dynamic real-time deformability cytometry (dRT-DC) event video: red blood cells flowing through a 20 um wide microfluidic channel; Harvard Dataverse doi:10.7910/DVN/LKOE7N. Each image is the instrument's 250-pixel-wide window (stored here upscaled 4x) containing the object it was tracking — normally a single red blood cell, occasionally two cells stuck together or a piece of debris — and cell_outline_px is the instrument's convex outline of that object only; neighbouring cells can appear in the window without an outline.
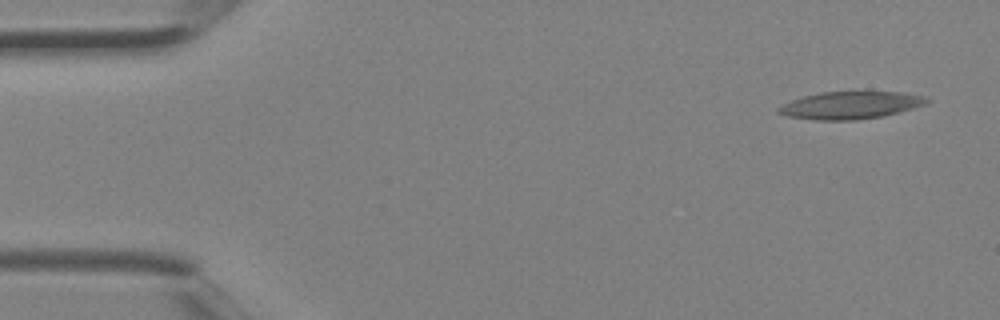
{"species": "Egyptian fruit bat (a non-hibernating species)", "species_latin": "Rousettus aegyptiacus", "temperature_condition": "room temperature", "stored_images_in_passage": 4, "camera_frame_rate_fps": 3000, "um_per_image_px": 0.085, "animal": {"sex": "female"}, "frame": {"image": 1, "passage_image": 1, "time_ms": 0.0, "image_size_px": [1000, 320], "cell_outline_px": [[932, 100], [924, 104], [912, 108], [884, 116], [856, 120], [816, 120], [784, 116], [776, 112], [776, 108], [792, 100], [804, 96], [820, 92], [900, 92], [924, 96]], "centroid_in_image_um": [72.25, 8.95], "position_along_channel_um": 12.7, "area_um2": 23.64}}